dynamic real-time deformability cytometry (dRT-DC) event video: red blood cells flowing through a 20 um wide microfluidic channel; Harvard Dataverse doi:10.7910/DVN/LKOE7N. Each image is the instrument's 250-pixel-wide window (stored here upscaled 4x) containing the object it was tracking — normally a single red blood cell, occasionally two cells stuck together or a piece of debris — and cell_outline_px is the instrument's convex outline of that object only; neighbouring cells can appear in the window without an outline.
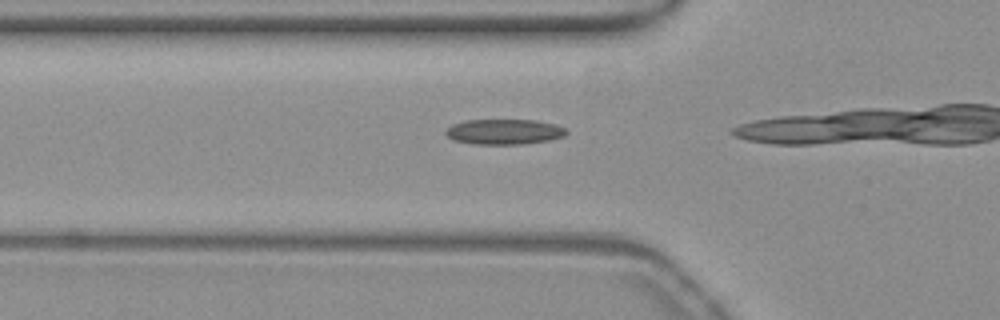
{"species": "common noctule bat (a hibernating species)", "species_latin": "Nyctalus noctula", "temperature_condition": "warm", "stored_images_in_passage": 16, "camera_frame_rate_fps": 3000, "um_per_image_px": 0.085, "animal": {"sex": "female", "body_mass_g": 19.3, "forearm_length_mm": 54.1}, "frame": {"image": 1, "passage_image": 14, "time_ms": 4.333, "image_size_px": [1000, 320], "cell_outline_px": [[568, 132], [564, 136], [548, 140], [524, 144], [472, 144], [452, 140], [444, 132], [452, 124], [464, 120], [536, 120], [556, 124], [564, 128]], "centroid_in_image_um": [42.84, 11.2], "position_along_channel_um": 83.0, "area_um2": 17.86}}